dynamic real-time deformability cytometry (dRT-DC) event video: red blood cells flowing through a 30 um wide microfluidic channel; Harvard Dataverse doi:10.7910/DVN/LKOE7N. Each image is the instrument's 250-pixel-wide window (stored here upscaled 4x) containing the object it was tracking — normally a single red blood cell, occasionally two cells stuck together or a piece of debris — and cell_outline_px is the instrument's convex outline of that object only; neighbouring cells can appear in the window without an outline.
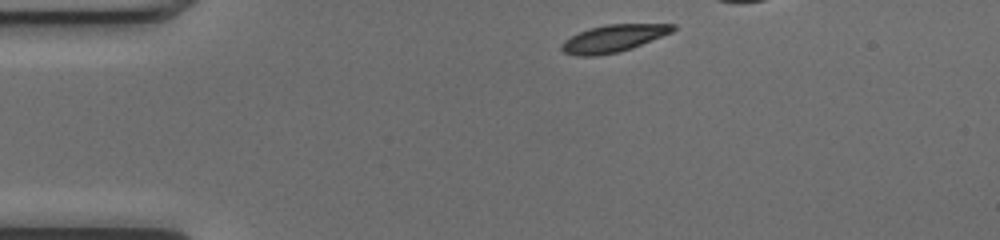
{"species": "common noctule bat (a hibernating species)", "species_latin": "Nyctalus noctula", "temperature_condition": "cold", "stored_images_in_passage": 33, "camera_frame_rate_fps": 3000, "um_per_image_px": 0.085, "animal": {"sex": "female", "body_mass_g": 17.0, "forearm_length_mm": 48.0}, "frame": {"image": 1, "passage_image": 1, "time_ms": 0.0, "image_size_px": [1000, 240], "cell_outline_px": [[676, 28], [672, 32], [632, 48], [620, 52], [596, 56], [576, 56], [564, 52], [560, 48], [560, 44], [564, 40], [588, 28], [608, 24], [676, 24]], "centroid_in_image_um": [52.12, 3.27], "position_along_channel_um": 32.9, "area_um2": 17.69}}
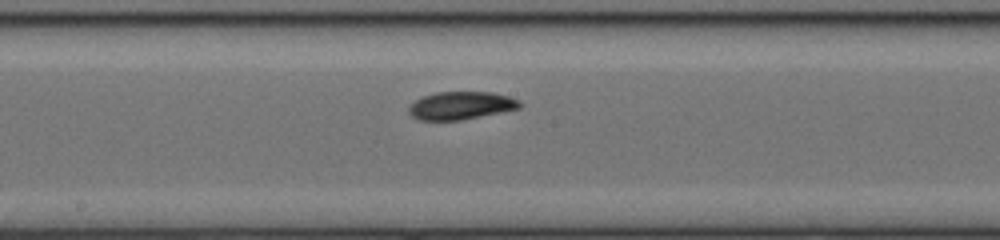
{"frame": {"image": 2, "passage_image": 18, "time_ms": 5.667, "image_size_px": [1000, 240], "cell_outline_px": [[520, 108], [460, 120], [416, 120], [408, 112], [408, 108], [416, 100], [424, 96], [436, 92], [492, 92], [508, 96], [520, 100]], "centroid_in_image_um": [39.16, 8.97], "position_along_channel_um": 209.0, "area_um2": 17.86}}
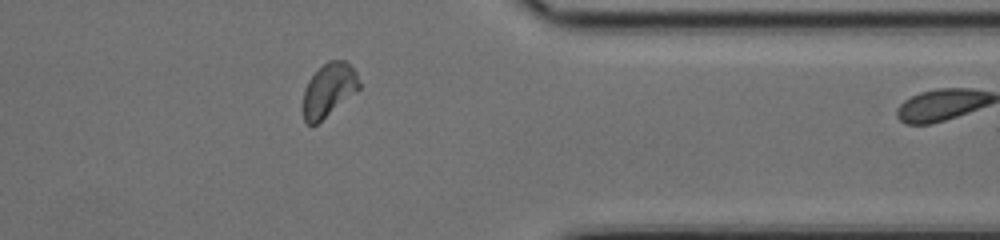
{"frame": {"image": 3, "passage_image": 32, "time_ms": 10.333, "image_size_px": [1000, 240], "cell_outline_px": [[360, 88], [356, 92], [316, 124], [308, 124], [304, 120], [304, 88], [308, 80], [328, 60], [344, 60], [356, 72], [360, 84]], "centroid_in_image_um": [27.95, 7.63], "position_along_channel_um": 383.5, "area_um2": 17.05}}